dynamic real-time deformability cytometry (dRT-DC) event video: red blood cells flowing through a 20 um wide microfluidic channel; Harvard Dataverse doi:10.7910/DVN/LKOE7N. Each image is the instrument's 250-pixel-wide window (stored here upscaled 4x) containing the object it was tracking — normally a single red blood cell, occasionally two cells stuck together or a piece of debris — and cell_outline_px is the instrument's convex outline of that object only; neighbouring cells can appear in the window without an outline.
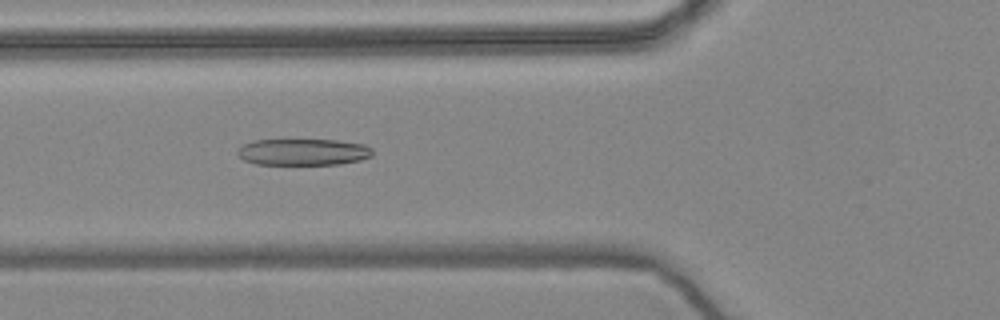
{"species": "common noctule bat (a hibernating species)", "species_latin": "Nyctalus noctula", "temperature_condition": "warm", "stored_images_in_passage": 39, "camera_frame_rate_fps": 3000, "um_per_image_px": 0.085, "animal": {"sex": "female", "body_mass_g": 24.6, "forearm_length_mm": 56.2}, "frame": {"image": 1, "passage_image": 3, "time_ms": 0.667, "image_size_px": [1000, 320], "cell_outline_px": [[372, 156], [360, 160], [340, 164], [256, 164], [244, 160], [236, 152], [240, 144], [252, 140], [336, 140], [364, 144], [372, 148]], "centroid_in_image_um": [25.74, 12.91], "position_along_channel_um": 100.1, "area_um2": 20.98}}
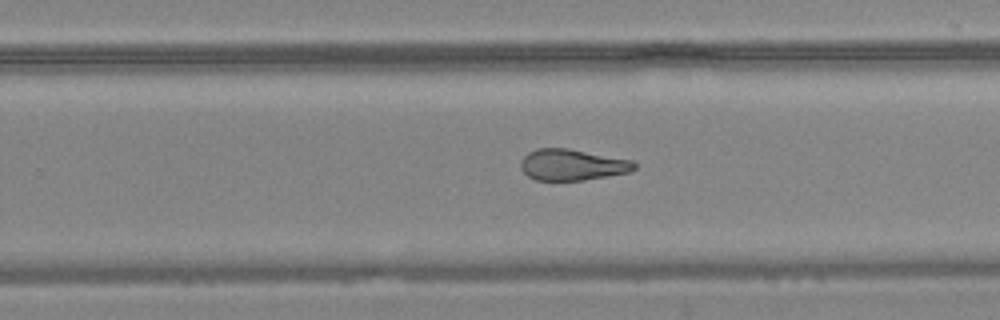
{"frame": {"image": 2, "passage_image": 18, "time_ms": 5.667, "image_size_px": [1000, 320], "cell_outline_px": [[636, 168], [632, 172], [584, 180], [536, 180], [528, 176], [520, 168], [520, 160], [528, 152], [536, 148], [568, 148], [632, 160], [636, 164]], "centroid_in_image_um": [48.64, 14.0], "position_along_channel_um": 281.2, "area_um2": 20.81}}
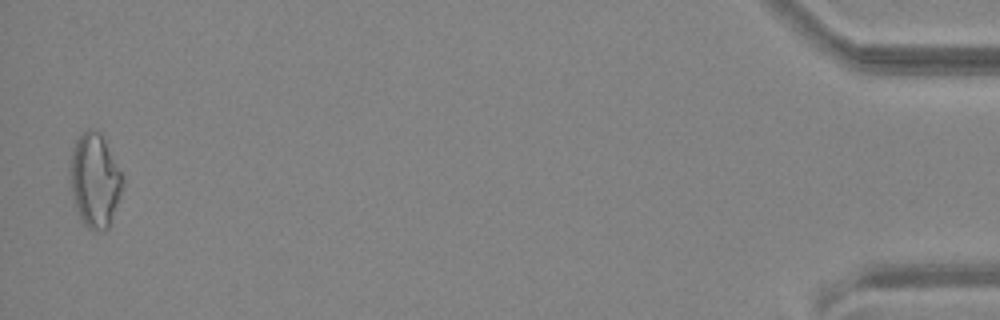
{"frame": {"image": 3, "passage_image": 38, "time_ms": 12.333, "image_size_px": [1000, 320], "cell_outline_px": [[124, 180], [120, 196], [108, 228], [88, 228], [80, 220], [72, 192], [72, 152], [76, 140], [88, 128], [92, 128], [100, 132], [104, 136]], "centroid_in_image_um": [8.09, 15.29], "position_along_channel_um": 427.1, "area_um2": 27.86}}